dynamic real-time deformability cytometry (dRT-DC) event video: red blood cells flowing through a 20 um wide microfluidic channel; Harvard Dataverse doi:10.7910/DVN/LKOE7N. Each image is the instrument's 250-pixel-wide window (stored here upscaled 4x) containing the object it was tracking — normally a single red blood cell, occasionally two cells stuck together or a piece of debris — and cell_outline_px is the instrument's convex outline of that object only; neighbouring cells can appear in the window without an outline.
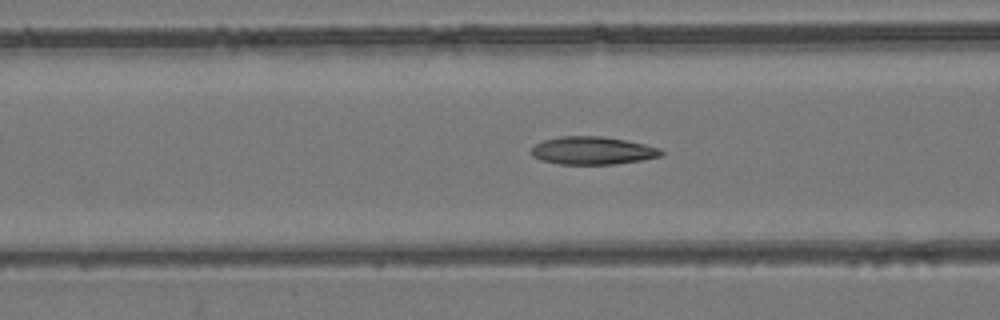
{"species": "common noctule bat (a hibernating species)", "species_latin": "Nyctalus noctula", "temperature_condition": "room temperature", "stored_images_in_passage": 32, "camera_frame_rate_fps": 3000, "um_per_image_px": 0.085, "animal": {"sex": "female", "body_mass_g": 24.6, "forearm_length_mm": 56.2}, "frame": {"image": 1, "passage_image": 4, "time_ms": 1.0, "image_size_px": [1000, 320], "cell_outline_px": [[664, 152], [660, 156], [640, 160], [616, 164], [560, 164], [540, 160], [532, 156], [532, 148], [536, 144], [544, 140], [560, 136], [600, 136], [624, 140], [644, 144], [660, 148]], "centroid_in_image_um": [50.35, 12.8], "position_along_channel_um": 116.2, "area_um2": 20.92}}
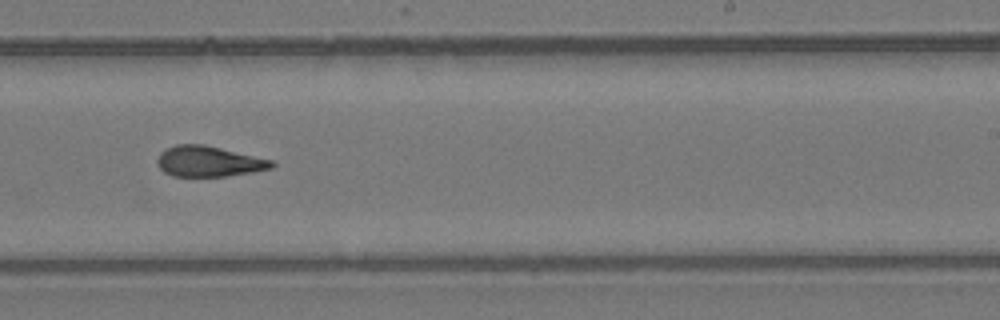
{"frame": {"image": 2, "passage_image": 16, "time_ms": 5.0, "image_size_px": [1000, 320], "cell_outline_px": [[276, 164], [272, 168], [252, 172], [224, 176], [172, 176], [164, 172], [156, 164], [156, 160], [160, 152], [164, 148], [176, 144], [204, 144], [272, 160]], "centroid_in_image_um": [17.7, 13.71], "position_along_channel_um": 271.3, "area_um2": 20.46}}
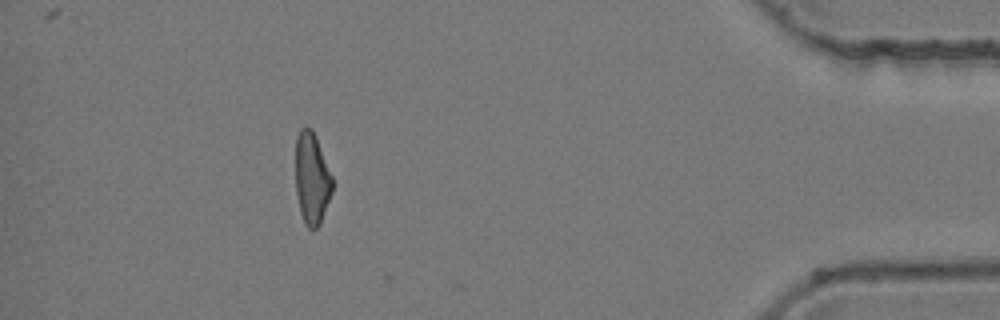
{"frame": {"image": 3, "passage_image": 31, "time_ms": 10.0, "image_size_px": [1000, 320], "cell_outline_px": [[332, 192], [320, 224], [316, 228], [308, 228], [304, 224], [300, 212], [296, 192], [296, 136], [300, 128], [312, 128], [316, 136], [332, 176]], "centroid_in_image_um": [26.5, 15.17], "position_along_channel_um": 408.7, "area_um2": 19.65}}